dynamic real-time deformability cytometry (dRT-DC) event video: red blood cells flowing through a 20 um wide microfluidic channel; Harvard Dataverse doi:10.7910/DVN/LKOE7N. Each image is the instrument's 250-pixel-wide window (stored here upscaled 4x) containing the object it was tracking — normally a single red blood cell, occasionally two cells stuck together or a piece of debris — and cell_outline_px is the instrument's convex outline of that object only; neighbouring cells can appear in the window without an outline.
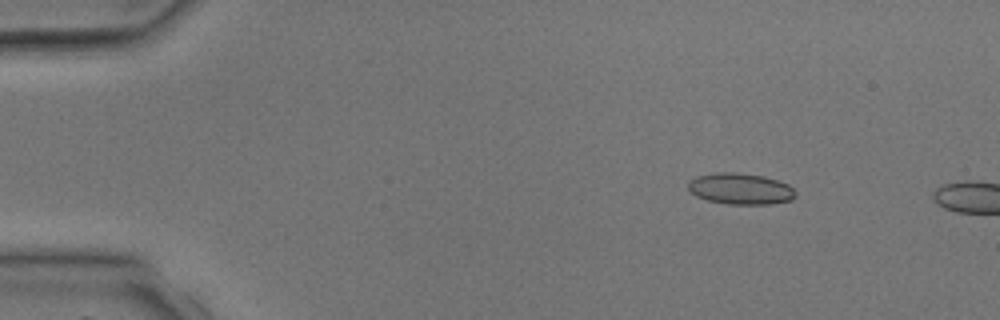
{"species": "common noctule bat (a hibernating species)", "species_latin": "Nyctalus noctula", "temperature_condition": "room temperature", "stored_images_in_passage": 3, "camera_frame_rate_fps": 3000, "um_per_image_px": 0.085, "animal": {"sex": "male", "body_mass_g": 17.9, "forearm_length_mm": 54.2}, "frame": {"image": 1, "passage_image": 2, "time_ms": 1.333, "image_size_px": [1000, 320], "cell_outline_px": [[796, 196], [792, 200], [768, 204], [728, 204], [708, 200], [696, 196], [688, 188], [688, 180], [696, 176], [716, 172], [736, 172], [764, 176], [788, 184], [796, 192]], "centroid_in_image_um": [62.93, 16.04], "position_along_channel_um": 22.1, "area_um2": 19.59}}